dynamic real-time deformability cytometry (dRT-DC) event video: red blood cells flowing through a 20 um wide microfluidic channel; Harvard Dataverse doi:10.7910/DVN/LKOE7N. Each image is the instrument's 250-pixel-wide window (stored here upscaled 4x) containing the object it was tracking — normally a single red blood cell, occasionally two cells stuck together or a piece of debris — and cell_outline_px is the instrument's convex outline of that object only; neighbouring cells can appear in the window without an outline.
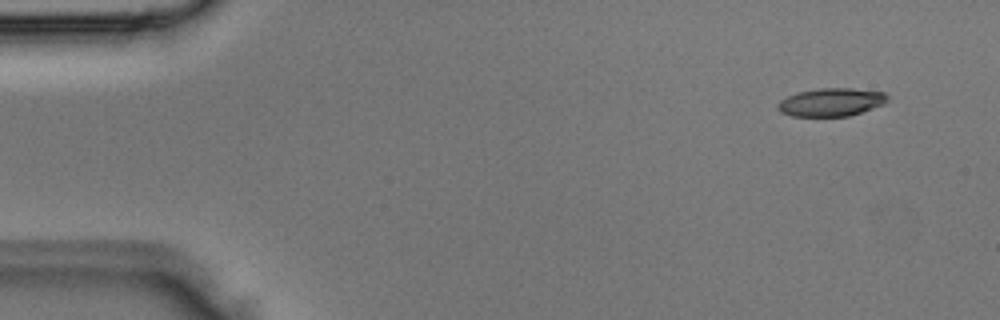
{"species": "Egyptian fruit bat (a non-hibernating species)", "species_latin": "Rousettus aegyptiacus", "temperature_condition": "room temperature", "stored_images_in_passage": 2, "camera_frame_rate_fps": 3000, "um_per_image_px": 0.085, "animal": {"sex": "male"}, "frame": {"image": 1, "passage_image": 1, "time_ms": 0.0, "image_size_px": [1000, 320], "cell_outline_px": [[888, 100], [884, 104], [848, 116], [792, 116], [780, 112], [776, 108], [776, 104], [780, 100], [796, 92], [820, 88], [852, 88], [884, 92], [888, 96]], "centroid_in_image_um": [70.62, 8.68], "position_along_channel_um": 14.4, "area_um2": 18.03}}